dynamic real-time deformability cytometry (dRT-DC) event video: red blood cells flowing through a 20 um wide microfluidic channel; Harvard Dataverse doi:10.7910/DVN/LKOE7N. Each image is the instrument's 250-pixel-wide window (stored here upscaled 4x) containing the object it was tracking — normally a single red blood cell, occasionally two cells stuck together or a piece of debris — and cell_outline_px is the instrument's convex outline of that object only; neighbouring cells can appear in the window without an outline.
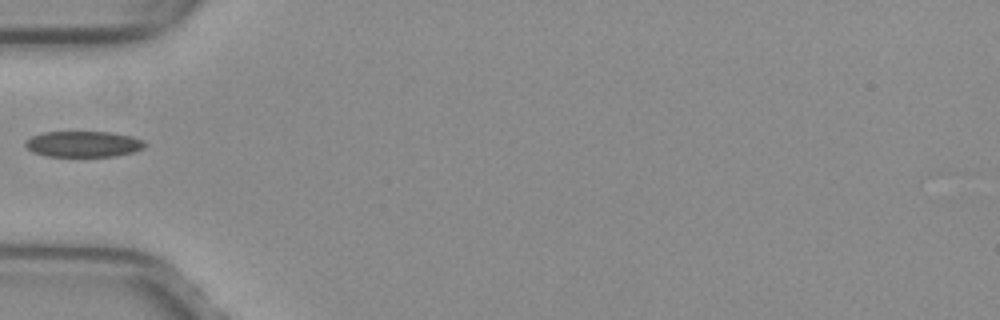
{"species": "common noctule bat (a hibernating species)", "species_latin": "Nyctalus noctula", "temperature_condition": "warm", "stored_images_in_passage": 35, "camera_frame_rate_fps": 3000, "um_per_image_px": 0.085, "animal": {"sex": "female", "body_mass_g": 29.2, "forearm_length_mm": 56.3}, "frame": {"image": 1, "passage_image": 1, "time_ms": 0.0, "image_size_px": [1000, 320], "cell_outline_px": [[148, 144], [144, 148], [132, 152], [116, 156], [48, 156], [32, 152], [24, 144], [32, 136], [44, 132], [112, 132], [132, 136], [144, 140]], "centroid_in_image_um": [7.14, 12.24], "position_along_channel_um": 77.9, "area_um2": 18.03}}
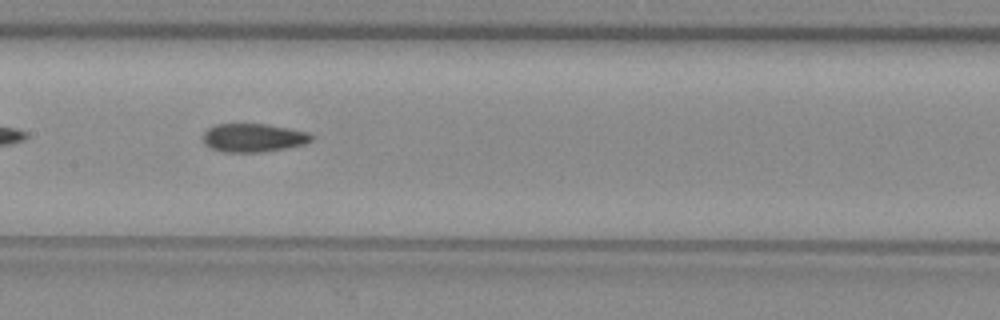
{"frame": {"image": 2, "passage_image": 9, "time_ms": 2.667, "image_size_px": [1000, 320], "cell_outline_px": [[312, 140], [304, 144], [284, 148], [260, 152], [220, 152], [208, 148], [204, 144], [204, 132], [208, 128], [216, 124], [268, 124], [308, 132], [312, 136]], "centroid_in_image_um": [21.49, 11.71], "position_along_channel_um": 185.9, "area_um2": 17.98}}
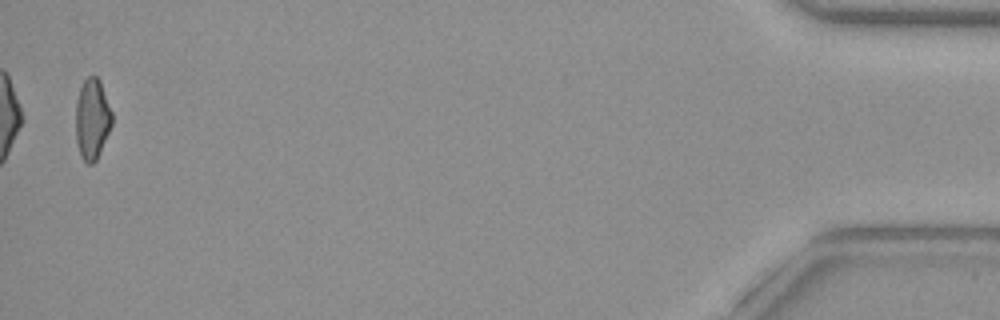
{"frame": {"image": 3, "passage_image": 34, "time_ms": 11.0, "image_size_px": [1000, 320], "cell_outline_px": [[112, 124], [100, 152], [96, 160], [92, 164], [88, 164], [80, 156], [76, 140], [76, 100], [80, 88], [84, 80], [88, 76], [96, 76], [100, 80], [112, 112]], "centroid_in_image_um": [7.83, 10.11], "position_along_channel_um": 427.4, "area_um2": 17.05}}